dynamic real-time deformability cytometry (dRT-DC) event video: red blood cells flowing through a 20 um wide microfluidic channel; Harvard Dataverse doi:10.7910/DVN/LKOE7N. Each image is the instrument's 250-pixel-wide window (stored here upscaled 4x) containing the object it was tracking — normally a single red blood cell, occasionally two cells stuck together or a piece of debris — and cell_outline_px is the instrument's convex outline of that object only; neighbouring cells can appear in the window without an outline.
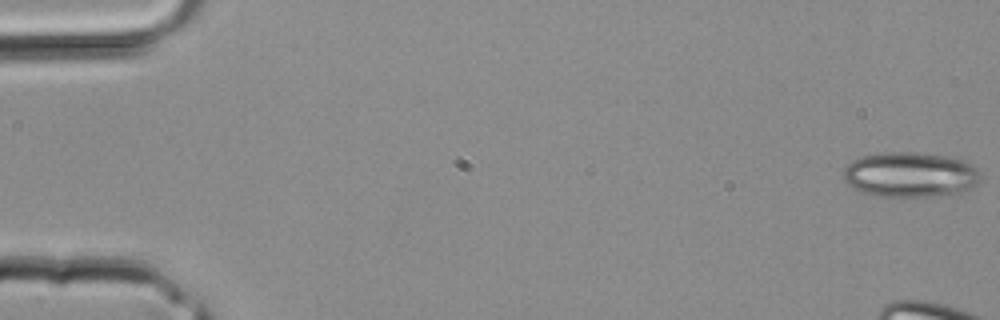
{"species": "common noctule bat (a hibernating species)", "species_latin": "Nyctalus noctula", "temperature_condition": "room temperature", "stored_images_in_passage": 4, "camera_frame_rate_fps": 3000, "um_per_image_px": 0.085, "animal": {"sex": "male", "body_mass_g": 20.4}, "frame": {"image": 1, "passage_image": 1, "time_ms": 0.0, "image_size_px": [1000, 320], "cell_outline_px": [[980, 176], [976, 184], [952, 196], [880, 196], [864, 192], [848, 184], [844, 180], [844, 168], [852, 160], [864, 156], [884, 152], [916, 152], [948, 156], [964, 160], [972, 164], [980, 172]], "centroid_in_image_um": [77.4, 14.84], "position_along_channel_um": 7.6, "area_um2": 36.01}}